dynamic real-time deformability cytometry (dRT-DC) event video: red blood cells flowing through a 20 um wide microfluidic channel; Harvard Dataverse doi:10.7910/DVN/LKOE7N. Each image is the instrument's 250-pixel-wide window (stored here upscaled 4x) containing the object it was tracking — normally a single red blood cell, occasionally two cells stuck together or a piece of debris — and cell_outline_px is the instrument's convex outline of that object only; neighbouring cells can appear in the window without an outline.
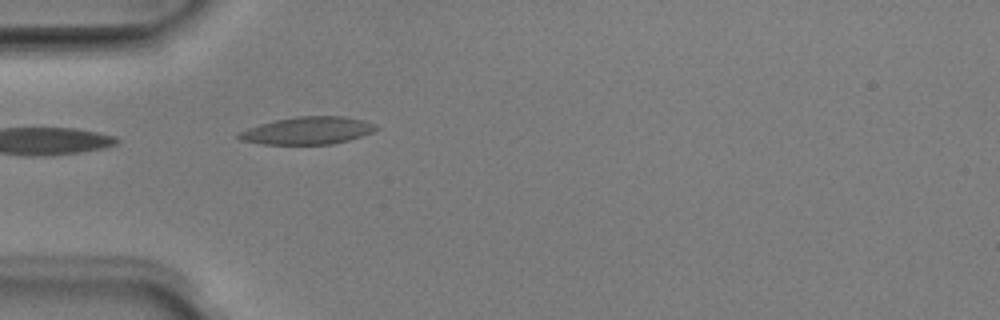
{"species": "Egyptian fruit bat (a non-hibernating species)", "species_latin": "Rousettus aegyptiacus", "temperature_condition": "room temperature", "stored_images_in_passage": 19, "camera_frame_rate_fps": 3000, "um_per_image_px": 0.085, "animal": {"sex": "male"}, "frame": {"image": 1, "passage_image": 1, "time_ms": 0.0, "image_size_px": [1000, 320], "cell_outline_px": [[380, 128], [372, 132], [348, 140], [332, 144], [260, 144], [240, 140], [236, 136], [236, 132], [260, 124], [276, 120], [296, 116], [344, 116], [364, 120], [376, 124]], "centroid_in_image_um": [26.13, 11.1], "position_along_channel_um": 58.9, "area_um2": 22.08}}
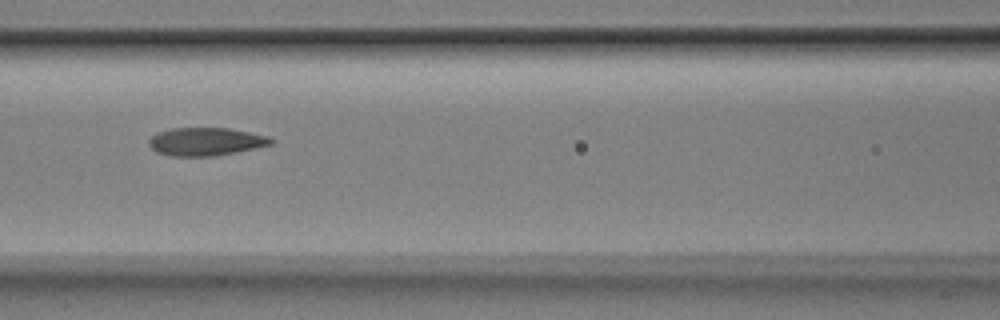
{"frame": {"image": 2, "passage_image": 8, "time_ms": 2.333, "image_size_px": [1000, 320], "cell_outline_px": [[276, 140], [272, 144], [256, 148], [236, 152], [212, 156], [168, 156], [156, 152], [148, 144], [148, 140], [156, 132], [172, 128], [228, 128], [268, 136]], "centroid_in_image_um": [17.47, 12.04], "position_along_channel_um": 149.1, "area_um2": 20.06}}
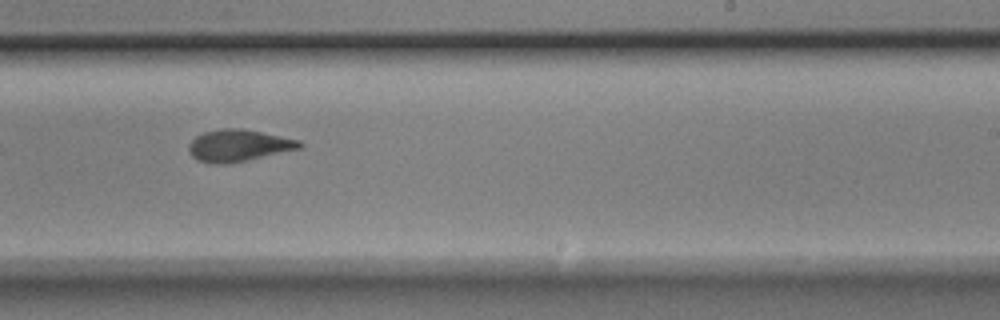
{"frame": {"image": 3, "passage_image": 17, "time_ms": 5.333, "image_size_px": [1000, 320], "cell_outline_px": [[304, 144], [300, 148], [248, 160], [228, 164], [212, 164], [196, 160], [192, 156], [188, 148], [188, 144], [196, 136], [204, 132], [224, 128], [240, 128], [300, 140]], "centroid_in_image_um": [20.24, 12.38], "position_along_channel_um": 268.8, "area_um2": 20.52}}